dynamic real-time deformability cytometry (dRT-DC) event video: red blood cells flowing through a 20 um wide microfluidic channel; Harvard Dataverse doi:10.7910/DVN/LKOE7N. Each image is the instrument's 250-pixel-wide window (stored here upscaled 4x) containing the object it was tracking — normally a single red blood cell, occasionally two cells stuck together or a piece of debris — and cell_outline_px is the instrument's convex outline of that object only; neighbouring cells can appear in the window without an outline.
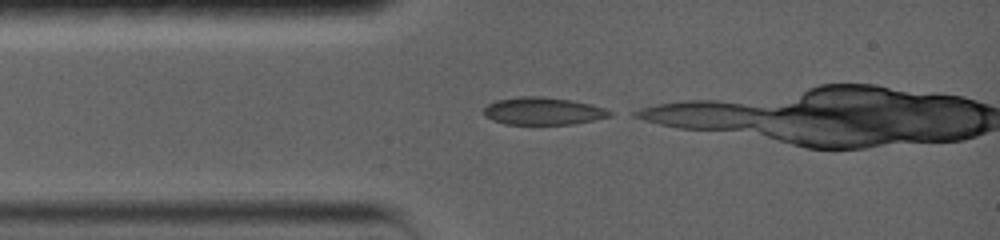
{"species": "common noctule bat (a hibernating species)", "species_latin": "Nyctalus noctula", "temperature_condition": "warm", "stored_images_in_passage": 9, "camera_frame_rate_fps": 5000, "um_per_image_px": 0.085, "animal": {"sex": "female", "body_mass_g": 19.0, "forearm_length_mm": 56.7}, "frame": {"image": 1, "passage_image": 1, "time_ms": 0.0, "image_size_px": [1000, 240], "cell_outline_px": [[612, 116], [572, 124], [504, 124], [492, 120], [484, 116], [484, 108], [488, 104], [496, 100], [524, 96], [540, 96], [568, 100], [588, 104], [604, 108], [612, 112]], "centroid_in_image_um": [46.11, 9.45], "position_along_channel_um": 38.9, "area_um2": 19.94}}
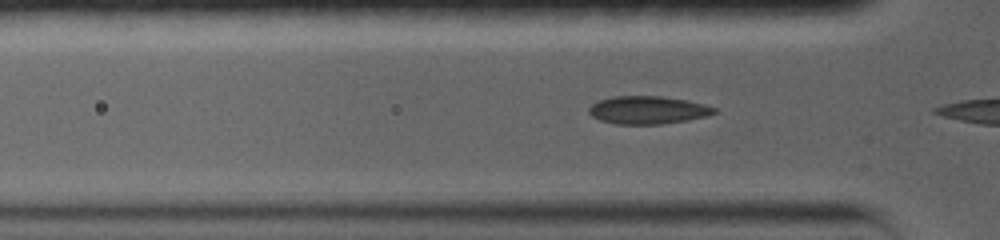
{"frame": {"image": 2, "passage_image": 7, "time_ms": 1.0, "image_size_px": [1000, 240], "cell_outline_px": [[716, 112], [708, 116], [688, 120], [660, 124], [616, 124], [600, 120], [592, 116], [588, 112], [588, 108], [592, 104], [600, 100], [612, 96], [660, 96], [688, 100], [704, 104], [716, 108]], "centroid_in_image_um": [55.07, 9.35], "position_along_channel_um": 70.7, "area_um2": 20.4}}